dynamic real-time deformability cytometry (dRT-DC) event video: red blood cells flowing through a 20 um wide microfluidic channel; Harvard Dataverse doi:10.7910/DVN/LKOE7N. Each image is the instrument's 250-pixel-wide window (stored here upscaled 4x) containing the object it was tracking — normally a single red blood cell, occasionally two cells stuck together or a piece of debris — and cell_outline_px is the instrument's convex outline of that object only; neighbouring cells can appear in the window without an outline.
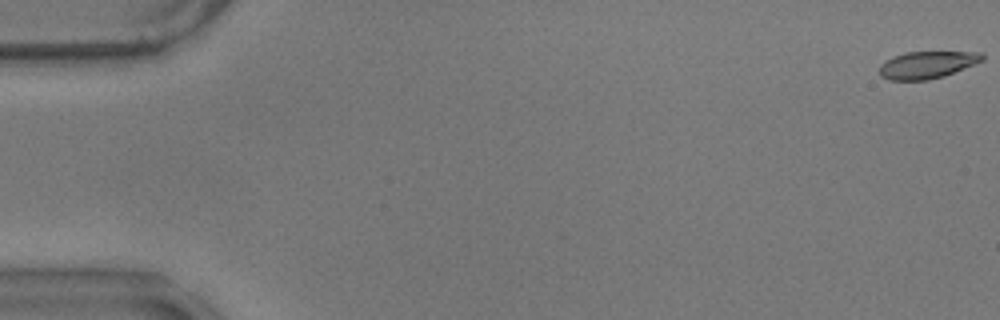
{"species": "common noctule bat (a hibernating species)", "species_latin": "Nyctalus noctula", "temperature_condition": "warm", "stored_images_in_passage": 59, "camera_frame_rate_fps": 3000, "um_per_image_px": 0.085, "animal": {"sex": "male", "body_mass_g": 17.9}, "frame": {"image": 1, "passage_image": 1, "time_ms": 0.0, "image_size_px": [1000, 320], "cell_outline_px": [[984, 60], [944, 76], [928, 80], [888, 80], [880, 76], [880, 64], [892, 56], [904, 52], [980, 52], [984, 56]], "centroid_in_image_um": [78.77, 5.51], "position_along_channel_um": 6.2, "area_um2": 16.3}}
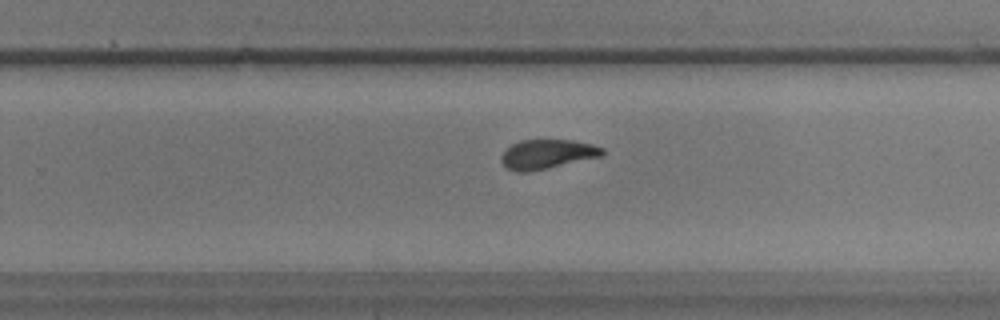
{"frame": {"image": 2, "passage_image": 38, "time_ms": 12.333, "image_size_px": [1000, 320], "cell_outline_px": [[604, 156], [548, 168], [528, 172], [516, 172], [508, 168], [500, 160], [500, 156], [512, 144], [520, 140], [572, 140], [592, 144], [604, 148]], "centroid_in_image_um": [46.54, 13.1], "position_along_channel_um": 283.3, "area_um2": 17.34}}
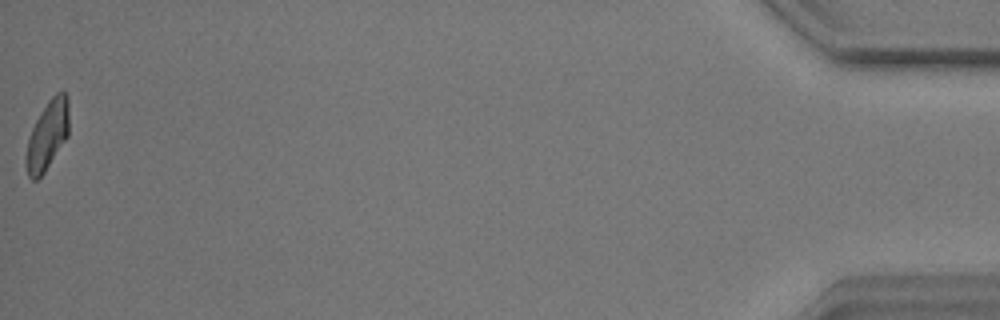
{"frame": {"image": 3, "passage_image": 59, "time_ms": 19.333, "image_size_px": [1000, 320], "cell_outline_px": [[68, 136], [44, 172], [36, 180], [32, 180], [28, 176], [24, 164], [24, 160], [28, 140], [32, 128], [40, 112], [48, 100], [56, 92], [64, 92], [68, 96]], "centroid_in_image_um": [4.01, 11.5], "position_along_channel_um": 431.2, "area_um2": 17.28}, "authors_computed_cell_mechanics": {"area_um2": 17.8024, "velocity_mm_per_s": 3.4813, "shape_relaxation_time_tau1_ms": 3.3582, "shape_relaxation_time_tau2_ms": 2.2868, "deformation_change_tau1": 0.1341, "deformation_change_tau2": 0.0925}}